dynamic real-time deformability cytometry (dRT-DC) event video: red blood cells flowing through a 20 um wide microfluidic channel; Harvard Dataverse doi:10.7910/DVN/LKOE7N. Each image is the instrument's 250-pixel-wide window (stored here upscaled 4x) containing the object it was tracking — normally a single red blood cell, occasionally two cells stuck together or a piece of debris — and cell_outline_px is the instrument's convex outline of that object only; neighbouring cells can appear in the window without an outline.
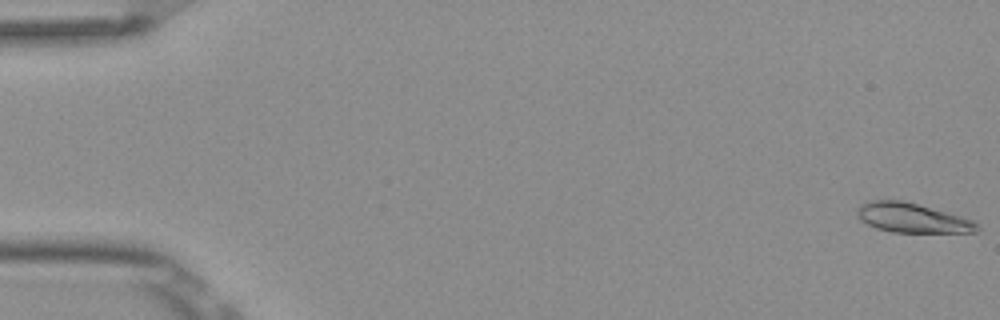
{"species": "Egyptian fruit bat (a non-hibernating species)", "species_latin": "Rousettus aegyptiacus", "temperature_condition": "room temperature", "stored_images_in_passage": 6, "camera_frame_rate_fps": 3000, "um_per_image_px": 0.085, "frame": {"image": 1, "passage_image": 1, "time_ms": 0.0, "image_size_px": [1000, 320], "cell_outline_px": [[980, 228], [976, 232], [892, 232], [876, 228], [860, 220], [856, 212], [856, 208], [860, 204], [872, 200], [904, 200], [960, 216], [972, 220], [980, 224]], "centroid_in_image_um": [77.52, 18.52], "position_along_channel_um": 7.5, "area_um2": 20.58}}
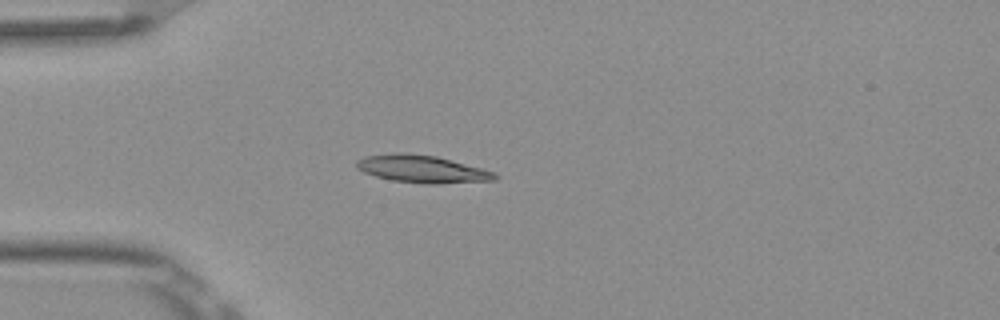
{"frame": {"image": 2, "passage_image": 5, "time_ms": 1.333, "image_size_px": [1000, 320], "cell_outline_px": [[500, 176], [496, 180], [440, 184], [424, 184], [392, 180], [376, 176], [364, 172], [356, 168], [356, 160], [364, 156], [392, 152], [408, 152], [436, 156], [496, 172]], "centroid_in_image_um": [35.87, 14.36], "position_along_channel_um": 49.1, "area_um2": 22.48}}